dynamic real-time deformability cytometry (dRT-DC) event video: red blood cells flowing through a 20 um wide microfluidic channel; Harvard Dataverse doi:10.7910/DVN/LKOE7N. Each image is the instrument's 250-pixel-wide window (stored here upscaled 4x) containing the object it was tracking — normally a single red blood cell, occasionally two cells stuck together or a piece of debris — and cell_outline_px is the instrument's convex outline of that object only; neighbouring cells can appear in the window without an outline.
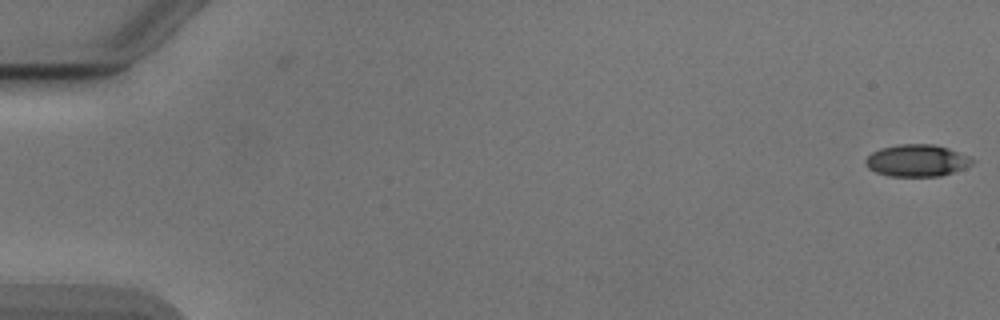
{"species": "Egyptian fruit bat (a non-hibernating species)", "species_latin": "Rousettus aegyptiacus", "temperature_condition": "cold", "stored_images_in_passage": 2, "camera_frame_rate_fps": 3000, "um_per_image_px": 0.085, "animal": {"sex": "male"}, "frame": {"image": 1, "passage_image": 2, "time_ms": 0.333, "image_size_px": [1000, 320], "cell_outline_px": [[976, 160], [972, 164], [964, 168], [940, 176], [888, 176], [876, 172], [868, 168], [864, 164], [864, 160], [872, 152], [880, 148], [900, 144], [932, 144], [948, 148], [972, 156]], "centroid_in_image_um": [77.95, 13.64], "position_along_channel_um": 7.1, "area_um2": 20.06}}